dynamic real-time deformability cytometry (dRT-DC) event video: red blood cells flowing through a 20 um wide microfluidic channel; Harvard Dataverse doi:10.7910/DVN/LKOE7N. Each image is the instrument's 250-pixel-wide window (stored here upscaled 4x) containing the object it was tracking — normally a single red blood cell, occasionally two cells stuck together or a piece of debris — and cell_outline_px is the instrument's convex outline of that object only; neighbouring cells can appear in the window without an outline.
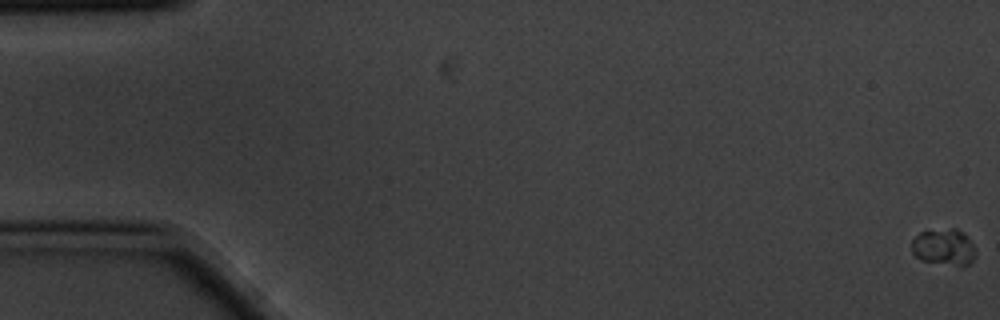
{"species": "common noctule bat (a hibernating species)", "species_latin": "Nyctalus noctula", "temperature_condition": "cold", "stored_images_in_passage": 5, "camera_frame_rate_fps": 3000, "um_per_image_px": 0.085, "animal": {"sex": "male", "body_mass_g": 20.1, "forearm_length_mm": 53.5}, "frame": {"image": 1, "passage_image": 1, "time_ms": 0.0, "image_size_px": [1000, 320], "cell_outline_px": [[972, 260], [968, 264], [960, 264], [920, 260], [912, 252], [912, 240], [920, 232], [952, 228], [956, 228], [964, 232], [972, 244]], "centroid_in_image_um": [80.17, 20.95], "position_along_channel_um": 4.8, "area_um2": 12.89}}
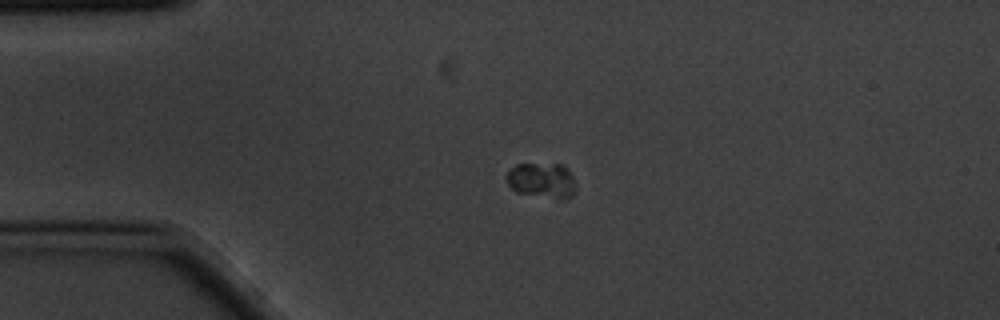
{"frame": {"image": 2, "passage_image": 4, "time_ms": 1.0, "image_size_px": [1000, 320], "cell_outline_px": [[576, 192], [572, 196], [560, 200], [516, 192], [508, 184], [504, 176], [516, 164], [560, 164], [568, 168], [576, 188]], "centroid_in_image_um": [46.06, 15.35], "position_along_channel_um": 38.9, "area_um2": 14.39}}